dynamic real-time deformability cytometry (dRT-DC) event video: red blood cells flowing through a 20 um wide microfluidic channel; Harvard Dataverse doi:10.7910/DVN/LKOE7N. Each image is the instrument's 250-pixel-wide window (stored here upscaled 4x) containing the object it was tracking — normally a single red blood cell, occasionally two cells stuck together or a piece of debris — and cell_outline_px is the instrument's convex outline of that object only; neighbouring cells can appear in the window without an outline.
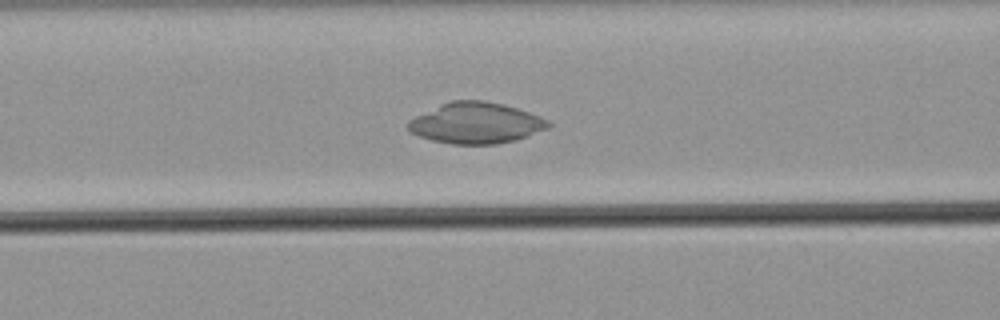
{"species": "common noctule bat (a hibernating species)", "species_latin": "Nyctalus noctula", "temperature_condition": "warm", "stored_images_in_passage": 52, "camera_frame_rate_fps": 3000, "um_per_image_px": 0.085, "animal": {"sex": "male", "body_mass_g": 21.5, "forearm_length_mm": 52.0}, "frame": {"image": 1, "passage_image": 22, "time_ms": 7.0, "image_size_px": [1000, 320], "cell_outline_px": [[552, 124], [548, 128], [516, 140], [496, 144], [452, 144], [432, 140], [408, 132], [408, 120], [448, 100], [484, 100], [504, 104], [540, 116], [548, 120]], "centroid_in_image_um": [40.45, 10.45], "position_along_channel_um": 126.2, "area_um2": 33.52}}
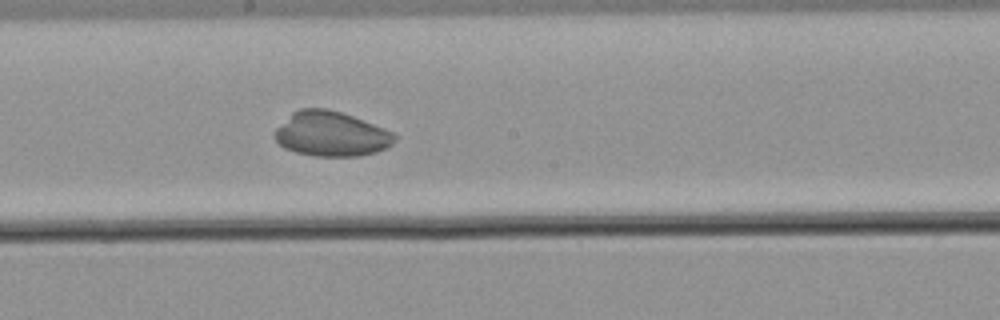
{"frame": {"image": 2, "passage_image": 29, "time_ms": 9.333, "image_size_px": [1000, 320], "cell_outline_px": [[396, 140], [388, 148], [376, 152], [360, 156], [312, 156], [296, 152], [284, 148], [272, 136], [272, 132], [292, 112], [300, 108], [328, 108], [352, 116], [384, 128], [392, 132], [396, 136]], "centroid_in_image_um": [28.12, 11.39], "position_along_channel_um": 220.1, "area_um2": 31.5}}
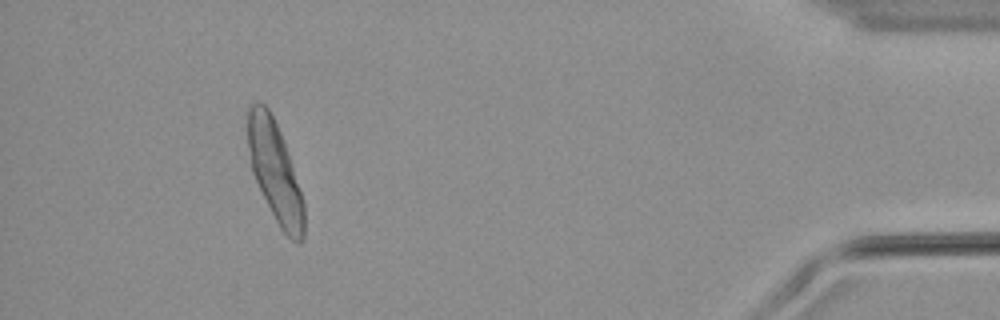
{"frame": {"image": 3, "passage_image": 48, "time_ms": 15.667, "image_size_px": [1000, 320], "cell_outline_px": [[304, 240], [300, 244], [296, 244], [280, 228], [252, 172], [248, 148], [248, 104], [256, 100], [264, 104], [268, 108], [280, 132], [304, 200]], "centroid_in_image_um": [23.38, 14.59], "position_along_channel_um": 411.8, "area_um2": 32.37}}